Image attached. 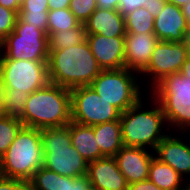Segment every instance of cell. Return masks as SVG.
I'll return each mask as SVG.
<instances>
[{"mask_svg":"<svg viewBox=\"0 0 190 190\" xmlns=\"http://www.w3.org/2000/svg\"><path fill=\"white\" fill-rule=\"evenodd\" d=\"M94 134L100 152L104 157H114L124 146L120 120L95 125Z\"/></svg>","mask_w":190,"mask_h":190,"instance_id":"cell-20","label":"cell"},{"mask_svg":"<svg viewBox=\"0 0 190 190\" xmlns=\"http://www.w3.org/2000/svg\"><path fill=\"white\" fill-rule=\"evenodd\" d=\"M66 190H92V186L86 175L78 178H72L67 176Z\"/></svg>","mask_w":190,"mask_h":190,"instance_id":"cell-33","label":"cell"},{"mask_svg":"<svg viewBox=\"0 0 190 190\" xmlns=\"http://www.w3.org/2000/svg\"><path fill=\"white\" fill-rule=\"evenodd\" d=\"M0 75L5 92H32L49 83L47 61L0 59Z\"/></svg>","mask_w":190,"mask_h":190,"instance_id":"cell-9","label":"cell"},{"mask_svg":"<svg viewBox=\"0 0 190 190\" xmlns=\"http://www.w3.org/2000/svg\"><path fill=\"white\" fill-rule=\"evenodd\" d=\"M166 2L167 0H148L144 7L152 16L156 17L163 10Z\"/></svg>","mask_w":190,"mask_h":190,"instance_id":"cell-35","label":"cell"},{"mask_svg":"<svg viewBox=\"0 0 190 190\" xmlns=\"http://www.w3.org/2000/svg\"><path fill=\"white\" fill-rule=\"evenodd\" d=\"M188 25L182 9L166 2L163 10L154 19V34L159 41L182 42Z\"/></svg>","mask_w":190,"mask_h":190,"instance_id":"cell-17","label":"cell"},{"mask_svg":"<svg viewBox=\"0 0 190 190\" xmlns=\"http://www.w3.org/2000/svg\"><path fill=\"white\" fill-rule=\"evenodd\" d=\"M86 36L84 23L66 31L52 33L48 37L49 51L62 50L67 47L79 45L86 40Z\"/></svg>","mask_w":190,"mask_h":190,"instance_id":"cell-23","label":"cell"},{"mask_svg":"<svg viewBox=\"0 0 190 190\" xmlns=\"http://www.w3.org/2000/svg\"><path fill=\"white\" fill-rule=\"evenodd\" d=\"M48 35L19 16L13 32L0 42V59L48 61Z\"/></svg>","mask_w":190,"mask_h":190,"instance_id":"cell-8","label":"cell"},{"mask_svg":"<svg viewBox=\"0 0 190 190\" xmlns=\"http://www.w3.org/2000/svg\"><path fill=\"white\" fill-rule=\"evenodd\" d=\"M48 37L52 33L66 31L81 24L69 8L55 9L48 11Z\"/></svg>","mask_w":190,"mask_h":190,"instance_id":"cell-25","label":"cell"},{"mask_svg":"<svg viewBox=\"0 0 190 190\" xmlns=\"http://www.w3.org/2000/svg\"><path fill=\"white\" fill-rule=\"evenodd\" d=\"M43 164L41 129L23 126L0 157V175L29 181Z\"/></svg>","mask_w":190,"mask_h":190,"instance_id":"cell-4","label":"cell"},{"mask_svg":"<svg viewBox=\"0 0 190 190\" xmlns=\"http://www.w3.org/2000/svg\"><path fill=\"white\" fill-rule=\"evenodd\" d=\"M22 0H0V5L10 10L16 11L18 14L21 10Z\"/></svg>","mask_w":190,"mask_h":190,"instance_id":"cell-38","label":"cell"},{"mask_svg":"<svg viewBox=\"0 0 190 190\" xmlns=\"http://www.w3.org/2000/svg\"><path fill=\"white\" fill-rule=\"evenodd\" d=\"M150 110L141 98L134 106L130 107L120 115V125L122 132V141L124 146L140 147L154 151L158 143L167 135L169 129L164 128L167 125L165 115L159 103L150 95ZM164 124V125H163ZM164 130L162 131V129ZM151 148V149H150Z\"/></svg>","mask_w":190,"mask_h":190,"instance_id":"cell-3","label":"cell"},{"mask_svg":"<svg viewBox=\"0 0 190 190\" xmlns=\"http://www.w3.org/2000/svg\"><path fill=\"white\" fill-rule=\"evenodd\" d=\"M182 42L188 48V51H189V54H190V24L188 25L187 30L183 34Z\"/></svg>","mask_w":190,"mask_h":190,"instance_id":"cell-42","label":"cell"},{"mask_svg":"<svg viewBox=\"0 0 190 190\" xmlns=\"http://www.w3.org/2000/svg\"><path fill=\"white\" fill-rule=\"evenodd\" d=\"M97 8L96 0H70L69 10L81 23H84Z\"/></svg>","mask_w":190,"mask_h":190,"instance_id":"cell-28","label":"cell"},{"mask_svg":"<svg viewBox=\"0 0 190 190\" xmlns=\"http://www.w3.org/2000/svg\"><path fill=\"white\" fill-rule=\"evenodd\" d=\"M182 13L184 14L186 21L188 24H190V1L185 4L183 7H181Z\"/></svg>","mask_w":190,"mask_h":190,"instance_id":"cell-43","label":"cell"},{"mask_svg":"<svg viewBox=\"0 0 190 190\" xmlns=\"http://www.w3.org/2000/svg\"><path fill=\"white\" fill-rule=\"evenodd\" d=\"M86 34H101L106 37L125 36L124 16L116 9L97 8L84 22Z\"/></svg>","mask_w":190,"mask_h":190,"instance_id":"cell-18","label":"cell"},{"mask_svg":"<svg viewBox=\"0 0 190 190\" xmlns=\"http://www.w3.org/2000/svg\"><path fill=\"white\" fill-rule=\"evenodd\" d=\"M41 140L45 168L72 178L87 174V161L71 144L70 123L63 127L41 129Z\"/></svg>","mask_w":190,"mask_h":190,"instance_id":"cell-5","label":"cell"},{"mask_svg":"<svg viewBox=\"0 0 190 190\" xmlns=\"http://www.w3.org/2000/svg\"><path fill=\"white\" fill-rule=\"evenodd\" d=\"M180 133L179 135H173V133L169 135L168 133L158 143L154 152L157 159L170 165L182 177L184 176V179H187L189 178L187 176L190 175V145H188L189 142L181 138L187 132H183L182 135Z\"/></svg>","mask_w":190,"mask_h":190,"instance_id":"cell-13","label":"cell"},{"mask_svg":"<svg viewBox=\"0 0 190 190\" xmlns=\"http://www.w3.org/2000/svg\"><path fill=\"white\" fill-rule=\"evenodd\" d=\"M70 97L73 122L95 126L120 120L121 112L99 96L90 85L71 89Z\"/></svg>","mask_w":190,"mask_h":190,"instance_id":"cell-10","label":"cell"},{"mask_svg":"<svg viewBox=\"0 0 190 190\" xmlns=\"http://www.w3.org/2000/svg\"><path fill=\"white\" fill-rule=\"evenodd\" d=\"M138 75L127 68L102 70L90 86L122 113L143 98L141 95L143 89L141 82L138 81Z\"/></svg>","mask_w":190,"mask_h":190,"instance_id":"cell-7","label":"cell"},{"mask_svg":"<svg viewBox=\"0 0 190 190\" xmlns=\"http://www.w3.org/2000/svg\"><path fill=\"white\" fill-rule=\"evenodd\" d=\"M0 190H30L29 181L0 175Z\"/></svg>","mask_w":190,"mask_h":190,"instance_id":"cell-32","label":"cell"},{"mask_svg":"<svg viewBox=\"0 0 190 190\" xmlns=\"http://www.w3.org/2000/svg\"><path fill=\"white\" fill-rule=\"evenodd\" d=\"M154 19L145 7L134 9L124 16L126 33H154Z\"/></svg>","mask_w":190,"mask_h":190,"instance_id":"cell-24","label":"cell"},{"mask_svg":"<svg viewBox=\"0 0 190 190\" xmlns=\"http://www.w3.org/2000/svg\"><path fill=\"white\" fill-rule=\"evenodd\" d=\"M18 18L16 11L0 5V42L14 30Z\"/></svg>","mask_w":190,"mask_h":190,"instance_id":"cell-29","label":"cell"},{"mask_svg":"<svg viewBox=\"0 0 190 190\" xmlns=\"http://www.w3.org/2000/svg\"><path fill=\"white\" fill-rule=\"evenodd\" d=\"M96 3H97V7L101 9L118 10L120 0H96Z\"/></svg>","mask_w":190,"mask_h":190,"instance_id":"cell-37","label":"cell"},{"mask_svg":"<svg viewBox=\"0 0 190 190\" xmlns=\"http://www.w3.org/2000/svg\"><path fill=\"white\" fill-rule=\"evenodd\" d=\"M49 10L69 8L70 0H48Z\"/></svg>","mask_w":190,"mask_h":190,"instance_id":"cell-39","label":"cell"},{"mask_svg":"<svg viewBox=\"0 0 190 190\" xmlns=\"http://www.w3.org/2000/svg\"><path fill=\"white\" fill-rule=\"evenodd\" d=\"M49 82L69 90L89 86L102 71L87 40L62 50L49 51Z\"/></svg>","mask_w":190,"mask_h":190,"instance_id":"cell-1","label":"cell"},{"mask_svg":"<svg viewBox=\"0 0 190 190\" xmlns=\"http://www.w3.org/2000/svg\"><path fill=\"white\" fill-rule=\"evenodd\" d=\"M22 127L18 119L6 115L0 117V157L8 150Z\"/></svg>","mask_w":190,"mask_h":190,"instance_id":"cell-26","label":"cell"},{"mask_svg":"<svg viewBox=\"0 0 190 190\" xmlns=\"http://www.w3.org/2000/svg\"><path fill=\"white\" fill-rule=\"evenodd\" d=\"M29 185L30 190H66L67 176H62L42 166L33 174Z\"/></svg>","mask_w":190,"mask_h":190,"instance_id":"cell-22","label":"cell"},{"mask_svg":"<svg viewBox=\"0 0 190 190\" xmlns=\"http://www.w3.org/2000/svg\"><path fill=\"white\" fill-rule=\"evenodd\" d=\"M151 152V153H150ZM132 146H123L114 156L120 172L128 184L148 179L154 151Z\"/></svg>","mask_w":190,"mask_h":190,"instance_id":"cell-14","label":"cell"},{"mask_svg":"<svg viewBox=\"0 0 190 190\" xmlns=\"http://www.w3.org/2000/svg\"><path fill=\"white\" fill-rule=\"evenodd\" d=\"M48 0H22L19 14H48Z\"/></svg>","mask_w":190,"mask_h":190,"instance_id":"cell-30","label":"cell"},{"mask_svg":"<svg viewBox=\"0 0 190 190\" xmlns=\"http://www.w3.org/2000/svg\"><path fill=\"white\" fill-rule=\"evenodd\" d=\"M188 55V48L183 42L158 41L151 59L140 73L139 79L142 75V79L147 78V81H151V88L148 89H152L164 77L179 73Z\"/></svg>","mask_w":190,"mask_h":190,"instance_id":"cell-11","label":"cell"},{"mask_svg":"<svg viewBox=\"0 0 190 190\" xmlns=\"http://www.w3.org/2000/svg\"><path fill=\"white\" fill-rule=\"evenodd\" d=\"M18 16L29 25L38 26L46 34L48 31V14H18Z\"/></svg>","mask_w":190,"mask_h":190,"instance_id":"cell-31","label":"cell"},{"mask_svg":"<svg viewBox=\"0 0 190 190\" xmlns=\"http://www.w3.org/2000/svg\"><path fill=\"white\" fill-rule=\"evenodd\" d=\"M148 0H120L118 10L125 16L132 12L134 9H138L145 6V3Z\"/></svg>","mask_w":190,"mask_h":190,"instance_id":"cell-34","label":"cell"},{"mask_svg":"<svg viewBox=\"0 0 190 190\" xmlns=\"http://www.w3.org/2000/svg\"><path fill=\"white\" fill-rule=\"evenodd\" d=\"M5 91H6V89L2 85V79H1V75H0V117L4 116L3 101H4V97H5Z\"/></svg>","mask_w":190,"mask_h":190,"instance_id":"cell-41","label":"cell"},{"mask_svg":"<svg viewBox=\"0 0 190 190\" xmlns=\"http://www.w3.org/2000/svg\"><path fill=\"white\" fill-rule=\"evenodd\" d=\"M29 94L26 92H5L3 114L21 120Z\"/></svg>","mask_w":190,"mask_h":190,"instance_id":"cell-27","label":"cell"},{"mask_svg":"<svg viewBox=\"0 0 190 190\" xmlns=\"http://www.w3.org/2000/svg\"><path fill=\"white\" fill-rule=\"evenodd\" d=\"M182 190H190V177L184 180V185Z\"/></svg>","mask_w":190,"mask_h":190,"instance_id":"cell-45","label":"cell"},{"mask_svg":"<svg viewBox=\"0 0 190 190\" xmlns=\"http://www.w3.org/2000/svg\"><path fill=\"white\" fill-rule=\"evenodd\" d=\"M148 180L162 190H182L185 179L170 165L161 162L154 156L150 165Z\"/></svg>","mask_w":190,"mask_h":190,"instance_id":"cell-21","label":"cell"},{"mask_svg":"<svg viewBox=\"0 0 190 190\" xmlns=\"http://www.w3.org/2000/svg\"><path fill=\"white\" fill-rule=\"evenodd\" d=\"M70 136L72 146L83 156L87 163L104 157L95 139L94 126L71 121Z\"/></svg>","mask_w":190,"mask_h":190,"instance_id":"cell-19","label":"cell"},{"mask_svg":"<svg viewBox=\"0 0 190 190\" xmlns=\"http://www.w3.org/2000/svg\"><path fill=\"white\" fill-rule=\"evenodd\" d=\"M151 91L159 103L168 127L181 132L190 129V80L180 72L164 77ZM171 126V127H169ZM188 129V130H187Z\"/></svg>","mask_w":190,"mask_h":190,"instance_id":"cell-6","label":"cell"},{"mask_svg":"<svg viewBox=\"0 0 190 190\" xmlns=\"http://www.w3.org/2000/svg\"><path fill=\"white\" fill-rule=\"evenodd\" d=\"M92 190H127L128 183L114 157L105 156L88 163L87 174Z\"/></svg>","mask_w":190,"mask_h":190,"instance_id":"cell-15","label":"cell"},{"mask_svg":"<svg viewBox=\"0 0 190 190\" xmlns=\"http://www.w3.org/2000/svg\"><path fill=\"white\" fill-rule=\"evenodd\" d=\"M20 121L24 127L36 129L68 125L72 121L70 90L49 82L32 92Z\"/></svg>","mask_w":190,"mask_h":190,"instance_id":"cell-2","label":"cell"},{"mask_svg":"<svg viewBox=\"0 0 190 190\" xmlns=\"http://www.w3.org/2000/svg\"><path fill=\"white\" fill-rule=\"evenodd\" d=\"M127 190H162L150 180H142L128 184Z\"/></svg>","mask_w":190,"mask_h":190,"instance_id":"cell-36","label":"cell"},{"mask_svg":"<svg viewBox=\"0 0 190 190\" xmlns=\"http://www.w3.org/2000/svg\"><path fill=\"white\" fill-rule=\"evenodd\" d=\"M180 73L190 80V54L188 55L186 61L183 63Z\"/></svg>","mask_w":190,"mask_h":190,"instance_id":"cell-40","label":"cell"},{"mask_svg":"<svg viewBox=\"0 0 190 190\" xmlns=\"http://www.w3.org/2000/svg\"><path fill=\"white\" fill-rule=\"evenodd\" d=\"M86 40L102 70L125 68L124 36L106 37L101 34H87Z\"/></svg>","mask_w":190,"mask_h":190,"instance_id":"cell-12","label":"cell"},{"mask_svg":"<svg viewBox=\"0 0 190 190\" xmlns=\"http://www.w3.org/2000/svg\"><path fill=\"white\" fill-rule=\"evenodd\" d=\"M190 0H167V2H170L172 4H175L178 7H183L185 4H187Z\"/></svg>","mask_w":190,"mask_h":190,"instance_id":"cell-44","label":"cell"},{"mask_svg":"<svg viewBox=\"0 0 190 190\" xmlns=\"http://www.w3.org/2000/svg\"><path fill=\"white\" fill-rule=\"evenodd\" d=\"M124 37L125 68L140 74L148 65L159 40L154 33H126Z\"/></svg>","mask_w":190,"mask_h":190,"instance_id":"cell-16","label":"cell"}]
</instances>
